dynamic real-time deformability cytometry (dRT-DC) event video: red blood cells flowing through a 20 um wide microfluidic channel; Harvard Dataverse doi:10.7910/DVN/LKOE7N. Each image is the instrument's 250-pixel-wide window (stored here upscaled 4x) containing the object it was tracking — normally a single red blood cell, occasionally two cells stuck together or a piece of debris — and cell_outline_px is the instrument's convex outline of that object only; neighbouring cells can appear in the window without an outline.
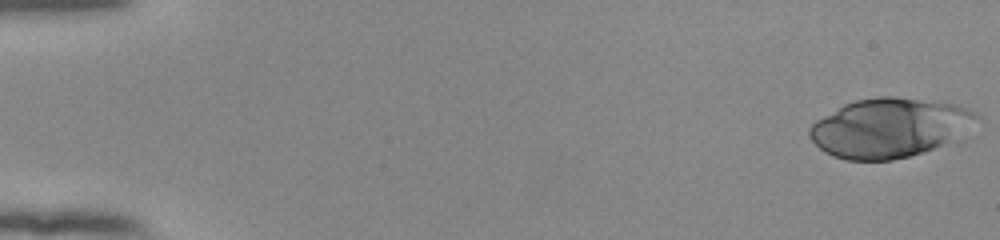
{"species": "human", "species_latin": "Homo sapiens", "temperature_condition": "room temperature", "stored_images_in_passage": 49, "camera_frame_rate_fps": 3000, "um_per_image_px": 0.085, "donor": {"sex": "female"}, "frame": {"image": 1, "passage_image": 1, "time_ms": 0.0, "image_size_px": [1000, 240], "cell_outline_px": [[976, 116], [964, 140], [908, 156], [892, 160], [848, 160], [832, 156], [824, 152], [808, 136], [808, 128], [816, 120], [844, 104], [856, 100], [880, 96], [892, 96], [956, 104], [968, 108], [976, 112]], "centroid_in_image_um": [75.64, 10.87], "position_along_channel_um": 9.4, "area_um2": 58.15}}
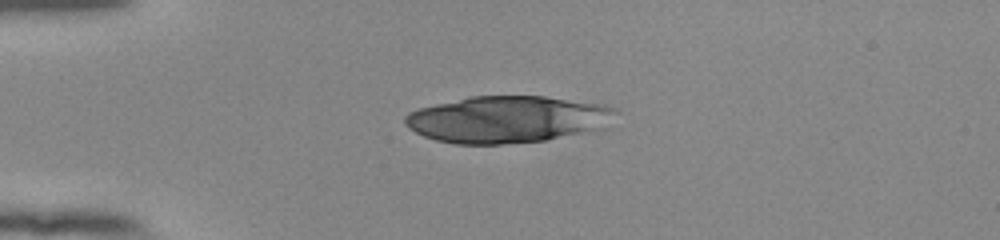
{"frame": {"image": 2, "passage_image": 14, "time_ms": 4.333, "image_size_px": [1000, 240], "cell_outline_px": [[620, 112], [608, 128], [544, 140], [500, 144], [452, 144], [436, 140], [424, 136], [408, 128], [404, 124], [404, 116], [408, 112], [420, 108], [468, 96], [544, 96], [604, 104], [620, 108]], "centroid_in_image_um": [43.21, 10.14], "position_along_channel_um": 41.8, "area_um2": 58.2}}